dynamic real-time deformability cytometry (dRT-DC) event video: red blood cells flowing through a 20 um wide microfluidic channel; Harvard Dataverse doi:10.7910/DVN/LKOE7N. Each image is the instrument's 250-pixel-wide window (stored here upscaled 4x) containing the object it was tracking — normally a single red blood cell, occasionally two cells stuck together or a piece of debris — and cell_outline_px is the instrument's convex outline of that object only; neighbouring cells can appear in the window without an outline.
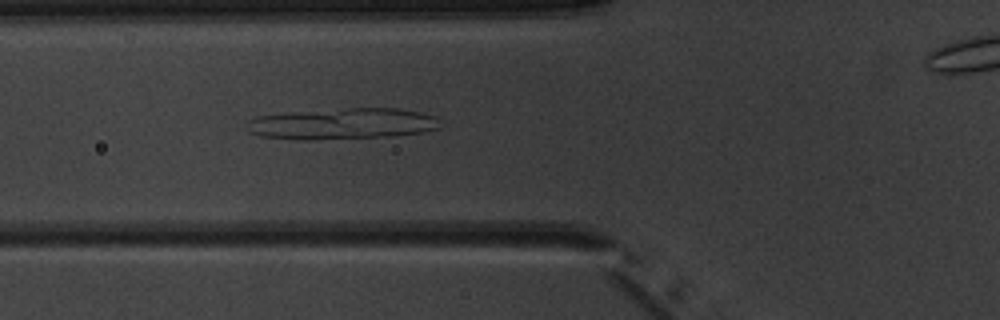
{"species": "common noctule bat (a hibernating species)", "species_latin": "Nyctalus noctula", "temperature_condition": "warm", "stored_images_in_passage": 5, "segment_of_instrument_passage": [1, 2], "camera_frame_rate_fps": 3000, "um_per_image_px": 0.085, "animal": {"sex": "male", "body_mass_g": 20.1, "forearm_length_mm": 53.5}, "frame": {"image": 1, "passage_image": 4, "time_ms": 3.667, "image_size_px": [1000, 320], "cell_outline_px": [[444, 120], [440, 128], [424, 132], [392, 136], [312, 140], [304, 140], [260, 136], [248, 132], [244, 124], [248, 120], [256, 116], [296, 112], [348, 108], [396, 108], [420, 112], [440, 116]], "centroid_in_image_um": [29.17, 10.52], "position_along_channel_um": 96.6, "area_um2": 35.6}}